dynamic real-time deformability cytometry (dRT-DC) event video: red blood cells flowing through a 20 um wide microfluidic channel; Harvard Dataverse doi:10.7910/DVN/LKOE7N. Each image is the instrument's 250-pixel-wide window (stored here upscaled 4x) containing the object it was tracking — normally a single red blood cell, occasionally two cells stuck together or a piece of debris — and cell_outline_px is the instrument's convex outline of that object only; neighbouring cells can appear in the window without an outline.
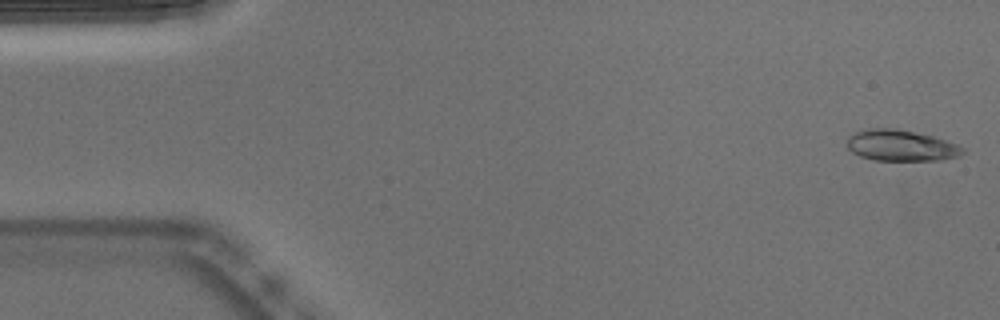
{"species": "Egyptian fruit bat (a non-hibernating species)", "species_latin": "Rousettus aegyptiacus", "temperature_condition": "warm", "stored_images_in_passage": 53, "segment_of_instrument_passage": [1, 2], "camera_frame_rate_fps": 3000, "um_per_image_px": 0.085, "animal": {"sex": "male"}, "frame": {"image": 1, "passage_image": 1, "time_ms": 0.0, "image_size_px": [1000, 320], "cell_outline_px": [[964, 152], [960, 156], [940, 160], [876, 160], [860, 156], [852, 152], [848, 148], [848, 136], [856, 132], [868, 128], [896, 128], [932, 136], [956, 144], [964, 148]], "centroid_in_image_um": [76.58, 12.37], "position_along_channel_um": 8.4, "area_um2": 20.81}}
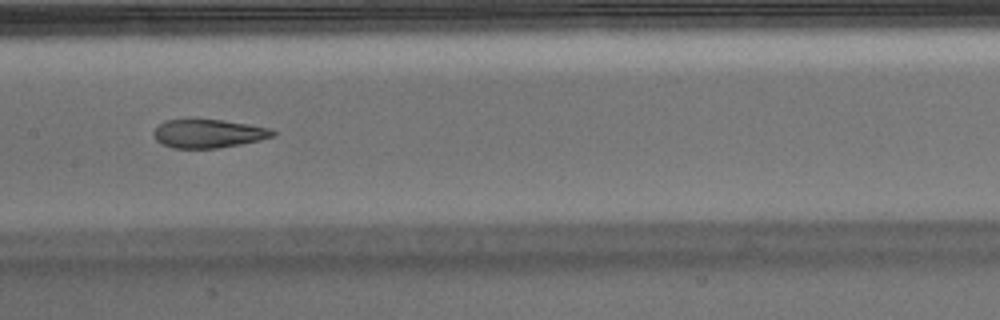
{"frame": {"image": 2, "passage_image": 25, "time_ms": 8.0, "image_size_px": [1000, 320], "cell_outline_px": [[276, 132], [272, 136], [260, 140], [240, 144], [216, 148], [172, 148], [156, 140], [152, 132], [164, 120], [224, 120], [272, 128]], "centroid_in_image_um": [17.72, 11.35], "position_along_channel_um": 189.7, "area_um2": 19.59}}
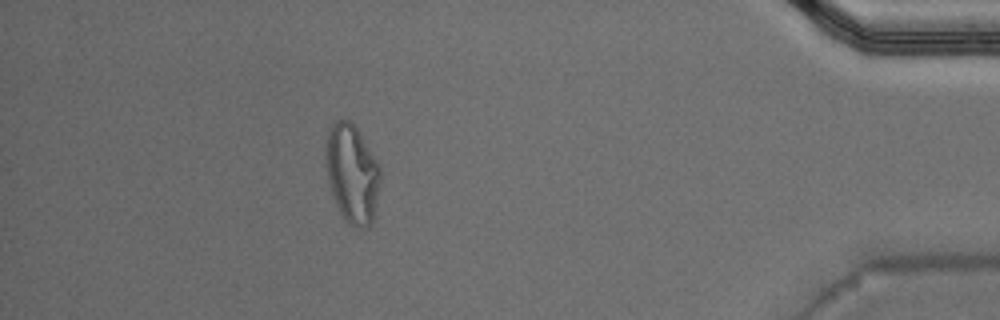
{"frame": {"image": 3, "passage_image": 46, "time_ms": 15.0, "image_size_px": [1000, 320], "cell_outline_px": [[380, 184], [372, 220], [368, 228], [356, 228], [348, 224], [344, 220], [336, 204], [328, 180], [324, 164], [324, 144], [328, 128], [336, 120], [348, 120], [356, 128], [380, 164]], "centroid_in_image_um": [29.89, 14.75], "position_along_channel_um": 405.3, "area_um2": 31.73}}